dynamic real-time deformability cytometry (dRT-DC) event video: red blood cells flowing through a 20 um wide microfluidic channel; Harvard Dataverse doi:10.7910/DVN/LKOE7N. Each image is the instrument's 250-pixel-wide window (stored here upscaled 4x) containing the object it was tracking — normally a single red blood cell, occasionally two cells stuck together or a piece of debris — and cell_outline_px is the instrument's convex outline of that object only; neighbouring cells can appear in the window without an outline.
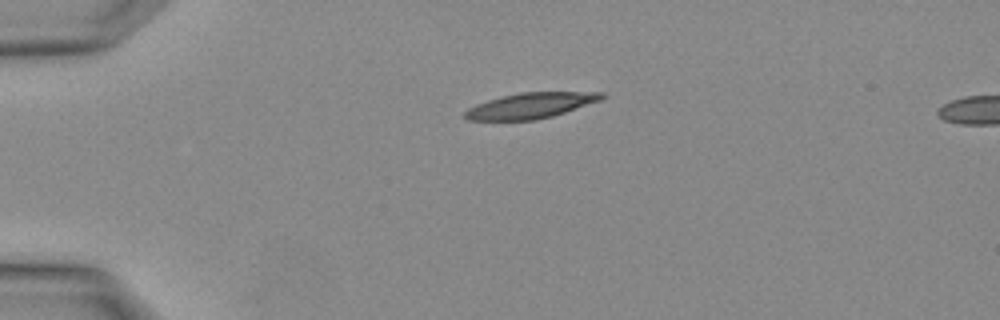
{"species": "Egyptian fruit bat (a non-hibernating species)", "species_latin": "Rousettus aegyptiacus", "temperature_condition": "warm", "stored_images_in_passage": 4, "camera_frame_rate_fps": 3000, "um_per_image_px": 0.085, "animal": {"sex": "female"}, "frame": {"image": 1, "passage_image": 1, "time_ms": 0.0, "image_size_px": [1000, 320], "cell_outline_px": [[608, 96], [600, 100], [552, 116], [536, 120], [468, 120], [464, 116], [464, 112], [468, 108], [476, 104], [488, 100], [520, 92], [604, 92]], "centroid_in_image_um": [45.11, 8.97], "position_along_channel_um": 39.9, "area_um2": 20.23}}